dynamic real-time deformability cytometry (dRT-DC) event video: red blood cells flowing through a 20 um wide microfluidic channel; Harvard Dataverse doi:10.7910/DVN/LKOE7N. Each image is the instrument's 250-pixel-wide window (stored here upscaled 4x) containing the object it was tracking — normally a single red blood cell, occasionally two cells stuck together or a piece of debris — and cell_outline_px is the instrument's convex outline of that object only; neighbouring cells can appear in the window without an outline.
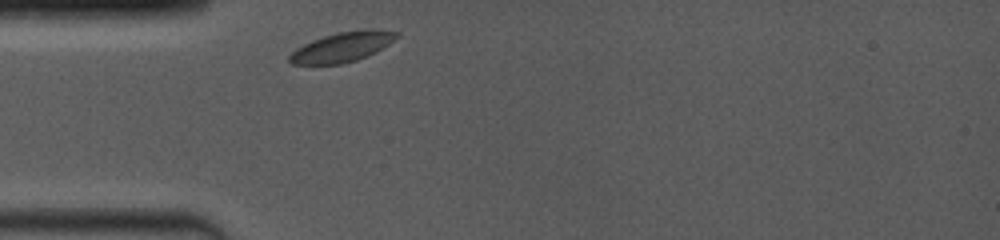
{"species": "common noctule bat (a hibernating species)", "species_latin": "Nyctalus noctula", "temperature_condition": "room temperature", "stored_images_in_passage": 34, "camera_frame_rate_fps": 4000, "um_per_image_px": 0.085, "animal": {"sex": "female", "body_mass_g": 19.0, "forearm_length_mm": 53.3}, "frame": {"image": 1, "passage_image": 1, "time_ms": 0.0, "image_size_px": [1000, 240], "cell_outline_px": [[400, 36], [376, 52], [368, 56], [356, 60], [340, 64], [292, 64], [288, 60], [288, 56], [296, 48], [312, 40], [336, 32], [364, 28], [376, 28], [400, 32]], "centroid_in_image_um": [29.14, 3.96], "position_along_channel_um": 55.9, "area_um2": 18.9}}
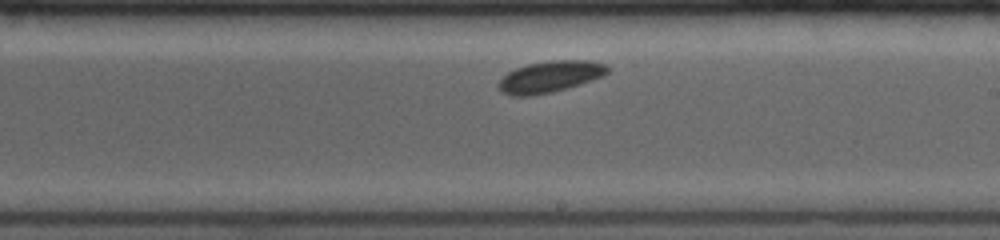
{"frame": {"image": 2, "passage_image": 20, "time_ms": 5.0, "image_size_px": [1000, 240], "cell_outline_px": [[608, 72], [604, 76], [568, 88], [552, 92], [532, 96], [512, 96], [500, 92], [496, 84], [508, 72], [516, 68], [528, 64], [552, 60], [588, 60], [608, 64]], "centroid_in_image_um": [46.75, 6.53], "position_along_channel_um": 242.3, "area_um2": 20.17}}
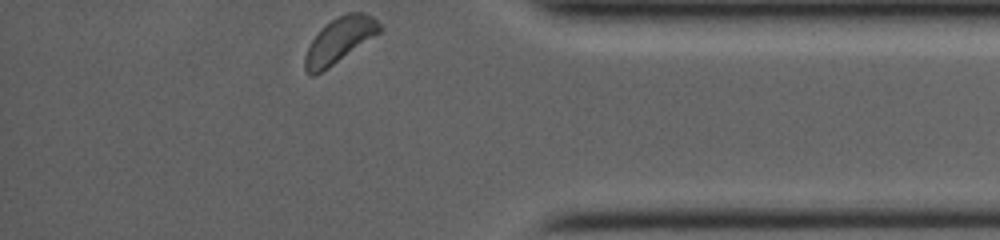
{"frame": {"image": 3, "passage_image": 34, "time_ms": 9.5, "image_size_px": [1000, 240], "cell_outline_px": [[380, 32], [328, 68], [316, 76], [312, 76], [304, 68], [304, 56], [312, 40], [320, 28], [332, 20], [348, 12], [364, 12], [372, 16], [380, 24]], "centroid_in_image_um": [28.82, 3.43], "position_along_channel_um": 406.4, "area_um2": 19.36}}